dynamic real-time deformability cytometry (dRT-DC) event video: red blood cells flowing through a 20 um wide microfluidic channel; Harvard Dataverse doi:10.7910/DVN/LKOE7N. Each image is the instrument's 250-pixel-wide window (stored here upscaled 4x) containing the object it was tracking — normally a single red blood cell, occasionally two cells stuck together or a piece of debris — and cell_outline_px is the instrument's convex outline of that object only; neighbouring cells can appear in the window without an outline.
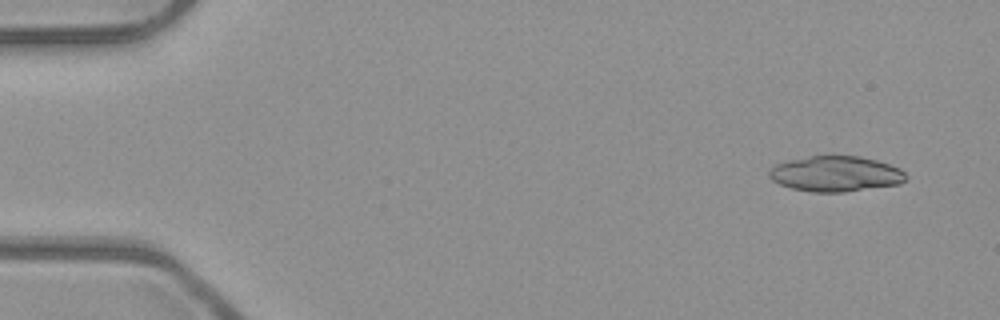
{"species": "common noctule bat (a hibernating species)", "species_latin": "Nyctalus noctula", "temperature_condition": "room temperature", "stored_images_in_passage": 9, "camera_frame_rate_fps": 3000, "um_per_image_px": 0.085, "animal": {"sex": "male", "body_mass_g": 23.1, "forearm_length_mm": 52.7}, "frame": {"image": 1, "passage_image": 1, "time_ms": 0.0, "image_size_px": [1000, 320], "cell_outline_px": [[908, 176], [900, 184], [844, 192], [812, 192], [792, 188], [780, 184], [772, 180], [768, 176], [768, 172], [776, 164], [788, 160], [812, 156], [860, 156], [876, 160], [900, 168]], "centroid_in_image_um": [71.03, 14.78], "position_along_channel_um": 14.0, "area_um2": 28.21}}